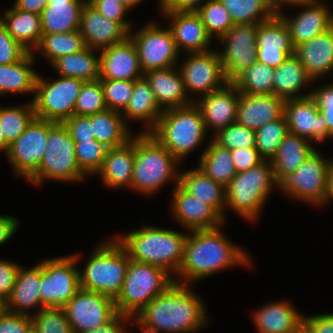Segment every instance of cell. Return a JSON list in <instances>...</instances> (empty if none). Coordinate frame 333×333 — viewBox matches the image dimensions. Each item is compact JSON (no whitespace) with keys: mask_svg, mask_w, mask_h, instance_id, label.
I'll return each mask as SVG.
<instances>
[{"mask_svg":"<svg viewBox=\"0 0 333 333\" xmlns=\"http://www.w3.org/2000/svg\"><path fill=\"white\" fill-rule=\"evenodd\" d=\"M211 140L199 158L198 168L215 182L226 187L237 174L232 154L229 149L223 148L213 139Z\"/></svg>","mask_w":333,"mask_h":333,"instance_id":"obj_41","label":"cell"},{"mask_svg":"<svg viewBox=\"0 0 333 333\" xmlns=\"http://www.w3.org/2000/svg\"><path fill=\"white\" fill-rule=\"evenodd\" d=\"M107 109L122 112L133 94L134 81L100 79Z\"/></svg>","mask_w":333,"mask_h":333,"instance_id":"obj_52","label":"cell"},{"mask_svg":"<svg viewBox=\"0 0 333 333\" xmlns=\"http://www.w3.org/2000/svg\"><path fill=\"white\" fill-rule=\"evenodd\" d=\"M135 160V136L124 145L108 148L103 165L96 173L108 188H131Z\"/></svg>","mask_w":333,"mask_h":333,"instance_id":"obj_29","label":"cell"},{"mask_svg":"<svg viewBox=\"0 0 333 333\" xmlns=\"http://www.w3.org/2000/svg\"><path fill=\"white\" fill-rule=\"evenodd\" d=\"M48 1H87V0H48Z\"/></svg>","mask_w":333,"mask_h":333,"instance_id":"obj_73","label":"cell"},{"mask_svg":"<svg viewBox=\"0 0 333 333\" xmlns=\"http://www.w3.org/2000/svg\"><path fill=\"white\" fill-rule=\"evenodd\" d=\"M122 4L127 8V9H132L135 7L137 4H140L143 0H120Z\"/></svg>","mask_w":333,"mask_h":333,"instance_id":"obj_69","label":"cell"},{"mask_svg":"<svg viewBox=\"0 0 333 333\" xmlns=\"http://www.w3.org/2000/svg\"><path fill=\"white\" fill-rule=\"evenodd\" d=\"M79 32L85 45L96 50L123 42L129 36L119 23L105 18L88 1L81 9Z\"/></svg>","mask_w":333,"mask_h":333,"instance_id":"obj_23","label":"cell"},{"mask_svg":"<svg viewBox=\"0 0 333 333\" xmlns=\"http://www.w3.org/2000/svg\"><path fill=\"white\" fill-rule=\"evenodd\" d=\"M34 53L28 52L16 63L0 64V95L33 93L38 73L31 67Z\"/></svg>","mask_w":333,"mask_h":333,"instance_id":"obj_38","label":"cell"},{"mask_svg":"<svg viewBox=\"0 0 333 333\" xmlns=\"http://www.w3.org/2000/svg\"><path fill=\"white\" fill-rule=\"evenodd\" d=\"M197 13L201 16L206 31L212 39L224 36L234 25L229 12L220 0L205 1Z\"/></svg>","mask_w":333,"mask_h":333,"instance_id":"obj_47","label":"cell"},{"mask_svg":"<svg viewBox=\"0 0 333 333\" xmlns=\"http://www.w3.org/2000/svg\"><path fill=\"white\" fill-rule=\"evenodd\" d=\"M19 267L14 261L0 259V297L5 301L12 292Z\"/></svg>","mask_w":333,"mask_h":333,"instance_id":"obj_58","label":"cell"},{"mask_svg":"<svg viewBox=\"0 0 333 333\" xmlns=\"http://www.w3.org/2000/svg\"><path fill=\"white\" fill-rule=\"evenodd\" d=\"M298 7L305 9L295 18H290L283 12L279 14L286 23L294 48L333 27V14L324 2L314 1Z\"/></svg>","mask_w":333,"mask_h":333,"instance_id":"obj_25","label":"cell"},{"mask_svg":"<svg viewBox=\"0 0 333 333\" xmlns=\"http://www.w3.org/2000/svg\"><path fill=\"white\" fill-rule=\"evenodd\" d=\"M256 41L257 62L273 68L294 54L289 30L279 15L259 24Z\"/></svg>","mask_w":333,"mask_h":333,"instance_id":"obj_19","label":"cell"},{"mask_svg":"<svg viewBox=\"0 0 333 333\" xmlns=\"http://www.w3.org/2000/svg\"><path fill=\"white\" fill-rule=\"evenodd\" d=\"M9 215H0V245L6 243L16 232L20 223Z\"/></svg>","mask_w":333,"mask_h":333,"instance_id":"obj_63","label":"cell"},{"mask_svg":"<svg viewBox=\"0 0 333 333\" xmlns=\"http://www.w3.org/2000/svg\"><path fill=\"white\" fill-rule=\"evenodd\" d=\"M85 47L79 30H75L69 33L43 34L35 50L52 64L59 57L80 52Z\"/></svg>","mask_w":333,"mask_h":333,"instance_id":"obj_42","label":"cell"},{"mask_svg":"<svg viewBox=\"0 0 333 333\" xmlns=\"http://www.w3.org/2000/svg\"><path fill=\"white\" fill-rule=\"evenodd\" d=\"M179 185L190 195L212 206L224 219L226 205L225 187L208 177L198 167L188 171H179Z\"/></svg>","mask_w":333,"mask_h":333,"instance_id":"obj_34","label":"cell"},{"mask_svg":"<svg viewBox=\"0 0 333 333\" xmlns=\"http://www.w3.org/2000/svg\"><path fill=\"white\" fill-rule=\"evenodd\" d=\"M180 70L185 91L205 96L223 88L227 83L218 52L189 53Z\"/></svg>","mask_w":333,"mask_h":333,"instance_id":"obj_17","label":"cell"},{"mask_svg":"<svg viewBox=\"0 0 333 333\" xmlns=\"http://www.w3.org/2000/svg\"><path fill=\"white\" fill-rule=\"evenodd\" d=\"M299 333H310L304 326L299 330Z\"/></svg>","mask_w":333,"mask_h":333,"instance_id":"obj_72","label":"cell"},{"mask_svg":"<svg viewBox=\"0 0 333 333\" xmlns=\"http://www.w3.org/2000/svg\"><path fill=\"white\" fill-rule=\"evenodd\" d=\"M174 282L163 268L130 259L121 292L114 300L117 313L133 318Z\"/></svg>","mask_w":333,"mask_h":333,"instance_id":"obj_8","label":"cell"},{"mask_svg":"<svg viewBox=\"0 0 333 333\" xmlns=\"http://www.w3.org/2000/svg\"><path fill=\"white\" fill-rule=\"evenodd\" d=\"M10 145L6 142L4 137L1 125H0V152H4L5 154L8 153Z\"/></svg>","mask_w":333,"mask_h":333,"instance_id":"obj_68","label":"cell"},{"mask_svg":"<svg viewBox=\"0 0 333 333\" xmlns=\"http://www.w3.org/2000/svg\"><path fill=\"white\" fill-rule=\"evenodd\" d=\"M331 200H333V162H332V166H331V169L329 172L327 195H326L323 205H326Z\"/></svg>","mask_w":333,"mask_h":333,"instance_id":"obj_67","label":"cell"},{"mask_svg":"<svg viewBox=\"0 0 333 333\" xmlns=\"http://www.w3.org/2000/svg\"><path fill=\"white\" fill-rule=\"evenodd\" d=\"M187 234L153 226H143L116 238L130 259L163 268L175 277L184 258Z\"/></svg>","mask_w":333,"mask_h":333,"instance_id":"obj_3","label":"cell"},{"mask_svg":"<svg viewBox=\"0 0 333 333\" xmlns=\"http://www.w3.org/2000/svg\"><path fill=\"white\" fill-rule=\"evenodd\" d=\"M169 18V28L172 31L176 47L185 53H203L210 51L212 38L208 35L201 16L197 12L161 11Z\"/></svg>","mask_w":333,"mask_h":333,"instance_id":"obj_24","label":"cell"},{"mask_svg":"<svg viewBox=\"0 0 333 333\" xmlns=\"http://www.w3.org/2000/svg\"><path fill=\"white\" fill-rule=\"evenodd\" d=\"M314 150L306 138L288 132L271 160L276 181L295 172Z\"/></svg>","mask_w":333,"mask_h":333,"instance_id":"obj_37","label":"cell"},{"mask_svg":"<svg viewBox=\"0 0 333 333\" xmlns=\"http://www.w3.org/2000/svg\"><path fill=\"white\" fill-rule=\"evenodd\" d=\"M180 163L150 133L135 135V160L131 189L150 195L158 192L171 179L179 184Z\"/></svg>","mask_w":333,"mask_h":333,"instance_id":"obj_4","label":"cell"},{"mask_svg":"<svg viewBox=\"0 0 333 333\" xmlns=\"http://www.w3.org/2000/svg\"><path fill=\"white\" fill-rule=\"evenodd\" d=\"M105 18L119 23L128 33L131 31V22L125 20L127 9L120 0H87Z\"/></svg>","mask_w":333,"mask_h":333,"instance_id":"obj_53","label":"cell"},{"mask_svg":"<svg viewBox=\"0 0 333 333\" xmlns=\"http://www.w3.org/2000/svg\"><path fill=\"white\" fill-rule=\"evenodd\" d=\"M63 309L74 333L94 330L107 324L118 314L113 299L82 288L64 305Z\"/></svg>","mask_w":333,"mask_h":333,"instance_id":"obj_16","label":"cell"},{"mask_svg":"<svg viewBox=\"0 0 333 333\" xmlns=\"http://www.w3.org/2000/svg\"><path fill=\"white\" fill-rule=\"evenodd\" d=\"M143 76L149 82L153 94L163 110L184 107L194 102L187 96L182 74L180 70L175 69V66L150 70Z\"/></svg>","mask_w":333,"mask_h":333,"instance_id":"obj_27","label":"cell"},{"mask_svg":"<svg viewBox=\"0 0 333 333\" xmlns=\"http://www.w3.org/2000/svg\"><path fill=\"white\" fill-rule=\"evenodd\" d=\"M274 69L256 61L248 69L241 72L231 83L242 93L273 94Z\"/></svg>","mask_w":333,"mask_h":333,"instance_id":"obj_44","label":"cell"},{"mask_svg":"<svg viewBox=\"0 0 333 333\" xmlns=\"http://www.w3.org/2000/svg\"><path fill=\"white\" fill-rule=\"evenodd\" d=\"M35 117L32 101L22 106H0V125L6 142L13 143Z\"/></svg>","mask_w":333,"mask_h":333,"instance_id":"obj_45","label":"cell"},{"mask_svg":"<svg viewBox=\"0 0 333 333\" xmlns=\"http://www.w3.org/2000/svg\"><path fill=\"white\" fill-rule=\"evenodd\" d=\"M108 147L96 139L75 142L76 161L85 174L95 175L102 167Z\"/></svg>","mask_w":333,"mask_h":333,"instance_id":"obj_48","label":"cell"},{"mask_svg":"<svg viewBox=\"0 0 333 333\" xmlns=\"http://www.w3.org/2000/svg\"><path fill=\"white\" fill-rule=\"evenodd\" d=\"M234 24H260L275 16L267 0H220Z\"/></svg>","mask_w":333,"mask_h":333,"instance_id":"obj_43","label":"cell"},{"mask_svg":"<svg viewBox=\"0 0 333 333\" xmlns=\"http://www.w3.org/2000/svg\"><path fill=\"white\" fill-rule=\"evenodd\" d=\"M99 51L89 47L77 53L64 55L56 59L51 66L57 70L60 76L93 81L99 79L100 57L95 55Z\"/></svg>","mask_w":333,"mask_h":333,"instance_id":"obj_40","label":"cell"},{"mask_svg":"<svg viewBox=\"0 0 333 333\" xmlns=\"http://www.w3.org/2000/svg\"><path fill=\"white\" fill-rule=\"evenodd\" d=\"M203 0H158L160 11L198 12L205 4Z\"/></svg>","mask_w":333,"mask_h":333,"instance_id":"obj_60","label":"cell"},{"mask_svg":"<svg viewBox=\"0 0 333 333\" xmlns=\"http://www.w3.org/2000/svg\"><path fill=\"white\" fill-rule=\"evenodd\" d=\"M32 328V316L5 311L0 315V333H28Z\"/></svg>","mask_w":333,"mask_h":333,"instance_id":"obj_56","label":"cell"},{"mask_svg":"<svg viewBox=\"0 0 333 333\" xmlns=\"http://www.w3.org/2000/svg\"><path fill=\"white\" fill-rule=\"evenodd\" d=\"M303 317L284 300L263 305L253 314L258 333H297L303 327Z\"/></svg>","mask_w":333,"mask_h":333,"instance_id":"obj_30","label":"cell"},{"mask_svg":"<svg viewBox=\"0 0 333 333\" xmlns=\"http://www.w3.org/2000/svg\"><path fill=\"white\" fill-rule=\"evenodd\" d=\"M36 312L31 316L37 333H74L63 308H43Z\"/></svg>","mask_w":333,"mask_h":333,"instance_id":"obj_50","label":"cell"},{"mask_svg":"<svg viewBox=\"0 0 333 333\" xmlns=\"http://www.w3.org/2000/svg\"><path fill=\"white\" fill-rule=\"evenodd\" d=\"M100 51L99 79L135 81L143 77L136 48L129 36Z\"/></svg>","mask_w":333,"mask_h":333,"instance_id":"obj_22","label":"cell"},{"mask_svg":"<svg viewBox=\"0 0 333 333\" xmlns=\"http://www.w3.org/2000/svg\"><path fill=\"white\" fill-rule=\"evenodd\" d=\"M95 248L83 271H79L80 288L115 300L121 292L130 257L116 237Z\"/></svg>","mask_w":333,"mask_h":333,"instance_id":"obj_5","label":"cell"},{"mask_svg":"<svg viewBox=\"0 0 333 333\" xmlns=\"http://www.w3.org/2000/svg\"><path fill=\"white\" fill-rule=\"evenodd\" d=\"M6 311V301L0 297V315Z\"/></svg>","mask_w":333,"mask_h":333,"instance_id":"obj_70","label":"cell"},{"mask_svg":"<svg viewBox=\"0 0 333 333\" xmlns=\"http://www.w3.org/2000/svg\"><path fill=\"white\" fill-rule=\"evenodd\" d=\"M238 99L239 91L231 82H228L223 88L195 100L194 103L200 109L206 131L214 129V135H216L220 130L235 123Z\"/></svg>","mask_w":333,"mask_h":333,"instance_id":"obj_21","label":"cell"},{"mask_svg":"<svg viewBox=\"0 0 333 333\" xmlns=\"http://www.w3.org/2000/svg\"><path fill=\"white\" fill-rule=\"evenodd\" d=\"M323 157L324 154L315 149L295 172L288 173L278 182V188L295 200L323 206L333 162Z\"/></svg>","mask_w":333,"mask_h":333,"instance_id":"obj_10","label":"cell"},{"mask_svg":"<svg viewBox=\"0 0 333 333\" xmlns=\"http://www.w3.org/2000/svg\"><path fill=\"white\" fill-rule=\"evenodd\" d=\"M256 131L237 122L228 125L213 135V140L230 151L241 147H255Z\"/></svg>","mask_w":333,"mask_h":333,"instance_id":"obj_51","label":"cell"},{"mask_svg":"<svg viewBox=\"0 0 333 333\" xmlns=\"http://www.w3.org/2000/svg\"><path fill=\"white\" fill-rule=\"evenodd\" d=\"M54 121L34 118L26 130L10 144L6 157L17 176L29 180L39 168Z\"/></svg>","mask_w":333,"mask_h":333,"instance_id":"obj_14","label":"cell"},{"mask_svg":"<svg viewBox=\"0 0 333 333\" xmlns=\"http://www.w3.org/2000/svg\"><path fill=\"white\" fill-rule=\"evenodd\" d=\"M28 333H37V332H36V330L32 327V328L28 331Z\"/></svg>","mask_w":333,"mask_h":333,"instance_id":"obj_74","label":"cell"},{"mask_svg":"<svg viewBox=\"0 0 333 333\" xmlns=\"http://www.w3.org/2000/svg\"><path fill=\"white\" fill-rule=\"evenodd\" d=\"M303 326L310 333H333V313L304 316Z\"/></svg>","mask_w":333,"mask_h":333,"instance_id":"obj_59","label":"cell"},{"mask_svg":"<svg viewBox=\"0 0 333 333\" xmlns=\"http://www.w3.org/2000/svg\"><path fill=\"white\" fill-rule=\"evenodd\" d=\"M173 191L171 212L186 230L213 229L224 224L223 217L212 206L190 195L179 184Z\"/></svg>","mask_w":333,"mask_h":333,"instance_id":"obj_20","label":"cell"},{"mask_svg":"<svg viewBox=\"0 0 333 333\" xmlns=\"http://www.w3.org/2000/svg\"><path fill=\"white\" fill-rule=\"evenodd\" d=\"M133 319L127 315L118 313L111 321L107 324L97 327L94 330L82 332V333H127L125 323H128Z\"/></svg>","mask_w":333,"mask_h":333,"instance_id":"obj_62","label":"cell"},{"mask_svg":"<svg viewBox=\"0 0 333 333\" xmlns=\"http://www.w3.org/2000/svg\"><path fill=\"white\" fill-rule=\"evenodd\" d=\"M327 123L328 140L333 139V110H319Z\"/></svg>","mask_w":333,"mask_h":333,"instance_id":"obj_66","label":"cell"},{"mask_svg":"<svg viewBox=\"0 0 333 333\" xmlns=\"http://www.w3.org/2000/svg\"><path fill=\"white\" fill-rule=\"evenodd\" d=\"M85 176L76 161L75 141L63 122H55L48 130V142L38 171L29 182L36 186L49 179L79 182Z\"/></svg>","mask_w":333,"mask_h":333,"instance_id":"obj_9","label":"cell"},{"mask_svg":"<svg viewBox=\"0 0 333 333\" xmlns=\"http://www.w3.org/2000/svg\"><path fill=\"white\" fill-rule=\"evenodd\" d=\"M0 20L8 33L28 52L33 53L42 37L41 15L15 8L4 11Z\"/></svg>","mask_w":333,"mask_h":333,"instance_id":"obj_35","label":"cell"},{"mask_svg":"<svg viewBox=\"0 0 333 333\" xmlns=\"http://www.w3.org/2000/svg\"><path fill=\"white\" fill-rule=\"evenodd\" d=\"M275 187L278 188V182L274 176L273 165L270 160H264L232 178L225 187V207L252 222L259 217L265 201Z\"/></svg>","mask_w":333,"mask_h":333,"instance_id":"obj_7","label":"cell"},{"mask_svg":"<svg viewBox=\"0 0 333 333\" xmlns=\"http://www.w3.org/2000/svg\"><path fill=\"white\" fill-rule=\"evenodd\" d=\"M206 132L200 109L193 102L164 110L149 133L180 162L203 143Z\"/></svg>","mask_w":333,"mask_h":333,"instance_id":"obj_6","label":"cell"},{"mask_svg":"<svg viewBox=\"0 0 333 333\" xmlns=\"http://www.w3.org/2000/svg\"><path fill=\"white\" fill-rule=\"evenodd\" d=\"M27 53L28 51L8 33L0 20V64L16 63Z\"/></svg>","mask_w":333,"mask_h":333,"instance_id":"obj_54","label":"cell"},{"mask_svg":"<svg viewBox=\"0 0 333 333\" xmlns=\"http://www.w3.org/2000/svg\"><path fill=\"white\" fill-rule=\"evenodd\" d=\"M231 154L237 173L247 171L249 168L255 167L264 161L256 147H241L232 150Z\"/></svg>","mask_w":333,"mask_h":333,"instance_id":"obj_57","label":"cell"},{"mask_svg":"<svg viewBox=\"0 0 333 333\" xmlns=\"http://www.w3.org/2000/svg\"><path fill=\"white\" fill-rule=\"evenodd\" d=\"M47 5L48 0H15L13 6L23 11L41 15Z\"/></svg>","mask_w":333,"mask_h":333,"instance_id":"obj_64","label":"cell"},{"mask_svg":"<svg viewBox=\"0 0 333 333\" xmlns=\"http://www.w3.org/2000/svg\"><path fill=\"white\" fill-rule=\"evenodd\" d=\"M220 227L188 231L191 235H187L184 258L174 277L175 282L191 285V282L209 277L221 269L250 266L248 254L230 242Z\"/></svg>","mask_w":333,"mask_h":333,"instance_id":"obj_1","label":"cell"},{"mask_svg":"<svg viewBox=\"0 0 333 333\" xmlns=\"http://www.w3.org/2000/svg\"><path fill=\"white\" fill-rule=\"evenodd\" d=\"M310 96L315 100L318 110H333V83L316 88Z\"/></svg>","mask_w":333,"mask_h":333,"instance_id":"obj_61","label":"cell"},{"mask_svg":"<svg viewBox=\"0 0 333 333\" xmlns=\"http://www.w3.org/2000/svg\"><path fill=\"white\" fill-rule=\"evenodd\" d=\"M284 116L290 133L316 143L328 139L327 123L311 96L286 100Z\"/></svg>","mask_w":333,"mask_h":333,"instance_id":"obj_18","label":"cell"},{"mask_svg":"<svg viewBox=\"0 0 333 333\" xmlns=\"http://www.w3.org/2000/svg\"><path fill=\"white\" fill-rule=\"evenodd\" d=\"M78 261L75 254L41 262V309L63 308L80 289Z\"/></svg>","mask_w":333,"mask_h":333,"instance_id":"obj_12","label":"cell"},{"mask_svg":"<svg viewBox=\"0 0 333 333\" xmlns=\"http://www.w3.org/2000/svg\"><path fill=\"white\" fill-rule=\"evenodd\" d=\"M86 1H48L41 13L42 34L79 30L80 13Z\"/></svg>","mask_w":333,"mask_h":333,"instance_id":"obj_36","label":"cell"},{"mask_svg":"<svg viewBox=\"0 0 333 333\" xmlns=\"http://www.w3.org/2000/svg\"><path fill=\"white\" fill-rule=\"evenodd\" d=\"M69 135L75 142L94 140L95 136L92 129L91 115H73L63 121Z\"/></svg>","mask_w":333,"mask_h":333,"instance_id":"obj_55","label":"cell"},{"mask_svg":"<svg viewBox=\"0 0 333 333\" xmlns=\"http://www.w3.org/2000/svg\"><path fill=\"white\" fill-rule=\"evenodd\" d=\"M294 55L313 79L333 71V27L313 39L297 45Z\"/></svg>","mask_w":333,"mask_h":333,"instance_id":"obj_28","label":"cell"},{"mask_svg":"<svg viewBox=\"0 0 333 333\" xmlns=\"http://www.w3.org/2000/svg\"><path fill=\"white\" fill-rule=\"evenodd\" d=\"M285 116L256 130L255 147L264 160H272L288 133Z\"/></svg>","mask_w":333,"mask_h":333,"instance_id":"obj_46","label":"cell"},{"mask_svg":"<svg viewBox=\"0 0 333 333\" xmlns=\"http://www.w3.org/2000/svg\"><path fill=\"white\" fill-rule=\"evenodd\" d=\"M106 109L100 79L85 81L75 103L74 115L90 116Z\"/></svg>","mask_w":333,"mask_h":333,"instance_id":"obj_49","label":"cell"},{"mask_svg":"<svg viewBox=\"0 0 333 333\" xmlns=\"http://www.w3.org/2000/svg\"><path fill=\"white\" fill-rule=\"evenodd\" d=\"M136 48L143 73L176 66L179 51L170 28L162 29L155 22L136 33L129 32Z\"/></svg>","mask_w":333,"mask_h":333,"instance_id":"obj_13","label":"cell"},{"mask_svg":"<svg viewBox=\"0 0 333 333\" xmlns=\"http://www.w3.org/2000/svg\"><path fill=\"white\" fill-rule=\"evenodd\" d=\"M163 112L164 110L159 106L146 78L143 76L135 80L133 94L121 113L125 123L127 124L130 119L131 121H143L145 122L144 125H147V129L143 133H149L155 127Z\"/></svg>","mask_w":333,"mask_h":333,"instance_id":"obj_32","label":"cell"},{"mask_svg":"<svg viewBox=\"0 0 333 333\" xmlns=\"http://www.w3.org/2000/svg\"><path fill=\"white\" fill-rule=\"evenodd\" d=\"M314 1L315 0H267L275 15L281 14L282 8L280 7H283V5L301 6Z\"/></svg>","mask_w":333,"mask_h":333,"instance_id":"obj_65","label":"cell"},{"mask_svg":"<svg viewBox=\"0 0 333 333\" xmlns=\"http://www.w3.org/2000/svg\"><path fill=\"white\" fill-rule=\"evenodd\" d=\"M140 329H141V333H160V332H162V331H160V330H156V329H145V328H143V327H140Z\"/></svg>","mask_w":333,"mask_h":333,"instance_id":"obj_71","label":"cell"},{"mask_svg":"<svg viewBox=\"0 0 333 333\" xmlns=\"http://www.w3.org/2000/svg\"><path fill=\"white\" fill-rule=\"evenodd\" d=\"M203 301L188 285L174 282L133 318L139 327L163 333H192L207 324Z\"/></svg>","mask_w":333,"mask_h":333,"instance_id":"obj_2","label":"cell"},{"mask_svg":"<svg viewBox=\"0 0 333 333\" xmlns=\"http://www.w3.org/2000/svg\"><path fill=\"white\" fill-rule=\"evenodd\" d=\"M80 79L60 76L48 82L40 75L35 84L32 103L36 118L54 122H63L74 115L75 103L83 83Z\"/></svg>","mask_w":333,"mask_h":333,"instance_id":"obj_11","label":"cell"},{"mask_svg":"<svg viewBox=\"0 0 333 333\" xmlns=\"http://www.w3.org/2000/svg\"><path fill=\"white\" fill-rule=\"evenodd\" d=\"M92 129L95 139L108 148H116L126 144L131 134L120 112L106 109L91 115Z\"/></svg>","mask_w":333,"mask_h":333,"instance_id":"obj_39","label":"cell"},{"mask_svg":"<svg viewBox=\"0 0 333 333\" xmlns=\"http://www.w3.org/2000/svg\"><path fill=\"white\" fill-rule=\"evenodd\" d=\"M311 82L313 84L314 80L307 74L300 60L293 54L274 69L273 95L285 101L308 97L311 92L299 94V91L305 89L304 87Z\"/></svg>","mask_w":333,"mask_h":333,"instance_id":"obj_33","label":"cell"},{"mask_svg":"<svg viewBox=\"0 0 333 333\" xmlns=\"http://www.w3.org/2000/svg\"><path fill=\"white\" fill-rule=\"evenodd\" d=\"M285 100L273 94H247L239 92L236 122L257 130L284 116Z\"/></svg>","mask_w":333,"mask_h":333,"instance_id":"obj_26","label":"cell"},{"mask_svg":"<svg viewBox=\"0 0 333 333\" xmlns=\"http://www.w3.org/2000/svg\"><path fill=\"white\" fill-rule=\"evenodd\" d=\"M41 262L27 269L19 267L12 292L6 300V311L27 314L32 307L41 309Z\"/></svg>","mask_w":333,"mask_h":333,"instance_id":"obj_31","label":"cell"},{"mask_svg":"<svg viewBox=\"0 0 333 333\" xmlns=\"http://www.w3.org/2000/svg\"><path fill=\"white\" fill-rule=\"evenodd\" d=\"M258 27L259 24H234L218 39L220 43L226 44L218 55L228 82H232L257 61Z\"/></svg>","mask_w":333,"mask_h":333,"instance_id":"obj_15","label":"cell"}]
</instances>
